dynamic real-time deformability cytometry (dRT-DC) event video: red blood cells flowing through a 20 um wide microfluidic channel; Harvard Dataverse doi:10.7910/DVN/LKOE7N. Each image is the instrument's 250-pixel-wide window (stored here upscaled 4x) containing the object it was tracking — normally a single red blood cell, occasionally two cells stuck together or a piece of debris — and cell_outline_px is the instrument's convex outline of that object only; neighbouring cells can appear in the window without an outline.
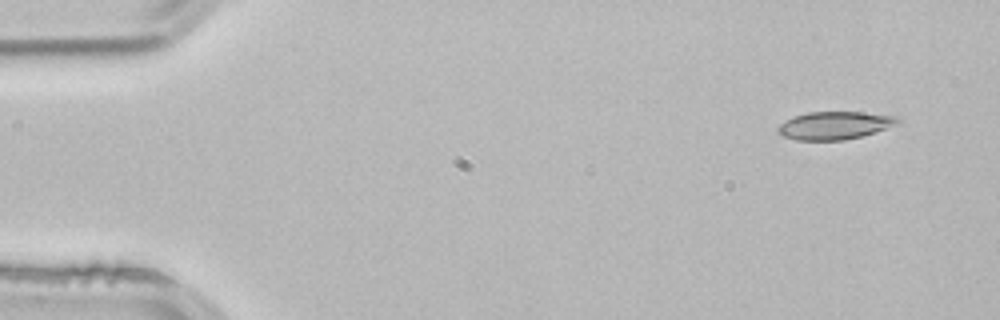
{"species": "common noctule bat (a hibernating species)", "species_latin": "Nyctalus noctula", "temperature_condition": "room temperature", "stored_images_in_passage": 3, "segment_of_instrument_passage": [1, 2], "camera_frame_rate_fps": 3000, "um_per_image_px": 0.085, "animal": {"sex": "male", "body_mass_g": 21.5, "forearm_length_mm": 52.0}, "frame": {"image": 1, "passage_image": 1, "time_ms": 0.0, "image_size_px": [1000, 320], "cell_outline_px": [[900, 124], [860, 136], [844, 140], [796, 140], [784, 136], [776, 132], [776, 128], [780, 124], [792, 116], [808, 112], [860, 112], [896, 116], [900, 120]], "centroid_in_image_um": [70.92, 10.66], "position_along_channel_um": 14.1, "area_um2": 19.42}}